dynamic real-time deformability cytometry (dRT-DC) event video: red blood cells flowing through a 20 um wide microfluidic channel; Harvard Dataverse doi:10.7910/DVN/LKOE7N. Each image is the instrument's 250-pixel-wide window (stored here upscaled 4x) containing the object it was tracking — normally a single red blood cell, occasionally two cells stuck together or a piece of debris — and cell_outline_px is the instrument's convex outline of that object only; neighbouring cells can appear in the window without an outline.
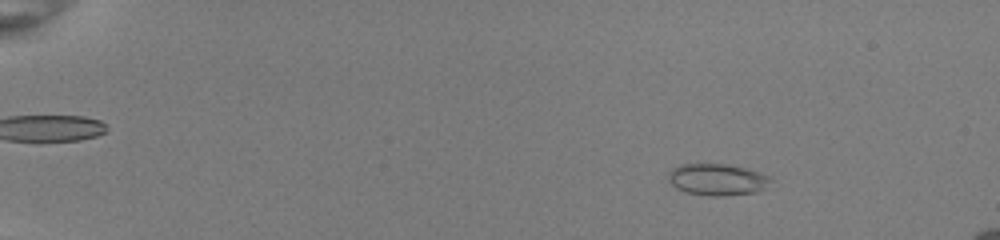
{"species": "common noctule bat (a hibernating species)", "species_latin": "Nyctalus noctula", "temperature_condition": "room temperature", "stored_images_in_passage": 52, "camera_frame_rate_fps": 3000, "um_per_image_px": 0.085, "animal": {"sex": "female", "body_mass_g": 22.0, "forearm_length_mm": 56.7}, "frame": {"image": 1, "passage_image": 8, "time_ms": 2.333, "image_size_px": [1000, 240], "cell_outline_px": [[772, 180], [764, 188], [756, 192], [724, 196], [708, 196], [688, 192], [676, 188], [668, 180], [668, 172], [672, 168], [680, 164], [728, 164], [744, 168], [768, 176]], "centroid_in_image_um": [60.92, 15.26], "position_along_channel_um": 24.1, "area_um2": 18.73}}
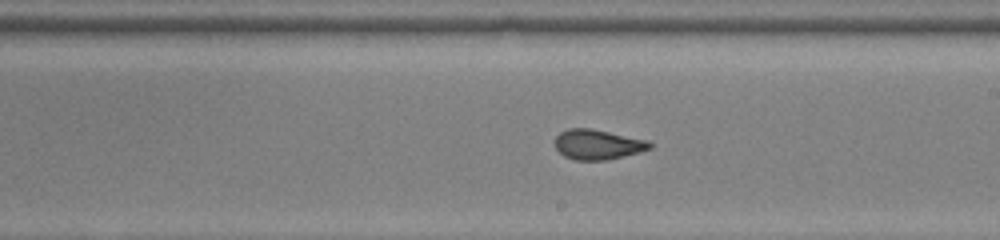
{"frame": {"image": 2, "passage_image": 33, "time_ms": 10.667, "image_size_px": [1000, 240], "cell_outline_px": [[652, 148], [640, 152], [604, 160], [576, 160], [564, 156], [556, 148], [556, 136], [560, 132], [568, 128], [592, 128], [648, 140], [652, 144]], "centroid_in_image_um": [50.81, 12.27], "position_along_channel_um": 238.2, "area_um2": 16.53}}
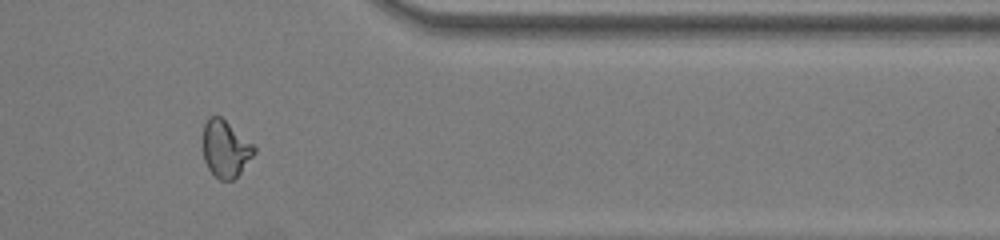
{"frame": {"image": 3, "passage_image": 45, "time_ms": 14.667, "image_size_px": [1000, 240], "cell_outline_px": [[256, 152], [240, 172], [232, 180], [220, 180], [208, 168], [204, 160], [204, 124], [208, 116], [220, 116], [252, 144], [256, 148]], "centroid_in_image_um": [19.16, 12.65], "position_along_channel_um": 392.2, "area_um2": 16.53}}